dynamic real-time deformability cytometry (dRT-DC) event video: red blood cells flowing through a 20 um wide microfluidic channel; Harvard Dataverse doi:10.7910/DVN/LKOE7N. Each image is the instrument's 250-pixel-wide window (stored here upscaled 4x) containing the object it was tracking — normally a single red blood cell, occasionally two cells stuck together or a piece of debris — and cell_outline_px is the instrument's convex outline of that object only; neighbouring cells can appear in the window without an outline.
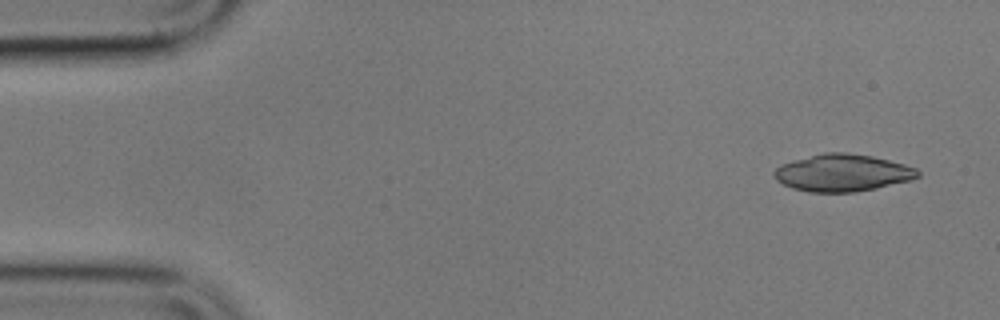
{"species": "common noctule bat (a hibernating species)", "species_latin": "Nyctalus noctula", "temperature_condition": "cold", "stored_images_in_passage": 7, "camera_frame_rate_fps": 3000, "um_per_image_px": 0.085, "animal": {"sex": "male", "body_mass_g": 17.9}, "frame": {"image": 1, "passage_image": 1, "time_ms": 0.0, "image_size_px": [1000, 320], "cell_outline_px": [[920, 176], [912, 180], [876, 188], [856, 192], [808, 192], [792, 188], [776, 180], [772, 176], [772, 172], [780, 164], [824, 152], [848, 152], [872, 156], [904, 164], [916, 168], [920, 172]], "centroid_in_image_um": [71.61, 14.69], "position_along_channel_um": 13.4, "area_um2": 31.27}}